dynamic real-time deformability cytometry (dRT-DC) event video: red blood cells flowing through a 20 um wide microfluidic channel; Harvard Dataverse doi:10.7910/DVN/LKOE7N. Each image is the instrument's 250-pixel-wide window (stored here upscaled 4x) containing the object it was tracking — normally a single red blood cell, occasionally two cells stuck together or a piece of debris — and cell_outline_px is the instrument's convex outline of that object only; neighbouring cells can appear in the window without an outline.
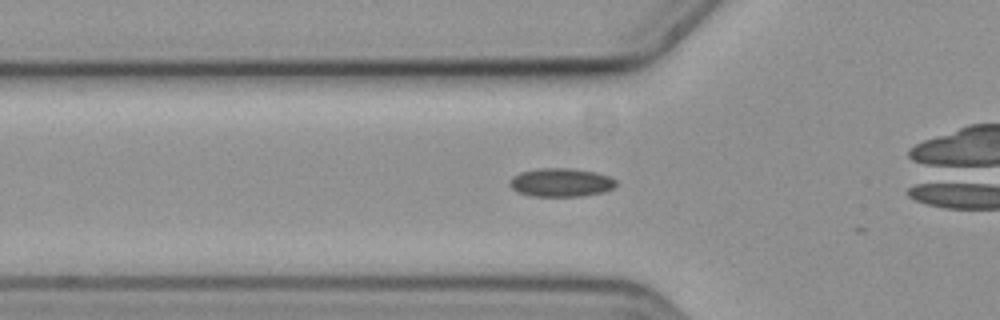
{"species": "common noctule bat (a hibernating species)", "species_latin": "Nyctalus noctula", "temperature_condition": "cold", "stored_images_in_passage": 10, "camera_frame_rate_fps": 3000, "um_per_image_px": 0.085, "animal": {"sex": "female", "body_mass_g": 19.3, "forearm_length_mm": 54.1}, "frame": {"image": 1, "passage_image": 8, "time_ms": 2.333, "image_size_px": [1000, 320], "cell_outline_px": [[616, 188], [604, 192], [584, 196], [532, 196], [516, 192], [508, 184], [512, 176], [520, 172], [540, 168], [572, 168], [596, 172], [608, 176], [616, 180]], "centroid_in_image_um": [47.69, 15.51], "position_along_channel_um": 78.1, "area_um2": 17.92}}